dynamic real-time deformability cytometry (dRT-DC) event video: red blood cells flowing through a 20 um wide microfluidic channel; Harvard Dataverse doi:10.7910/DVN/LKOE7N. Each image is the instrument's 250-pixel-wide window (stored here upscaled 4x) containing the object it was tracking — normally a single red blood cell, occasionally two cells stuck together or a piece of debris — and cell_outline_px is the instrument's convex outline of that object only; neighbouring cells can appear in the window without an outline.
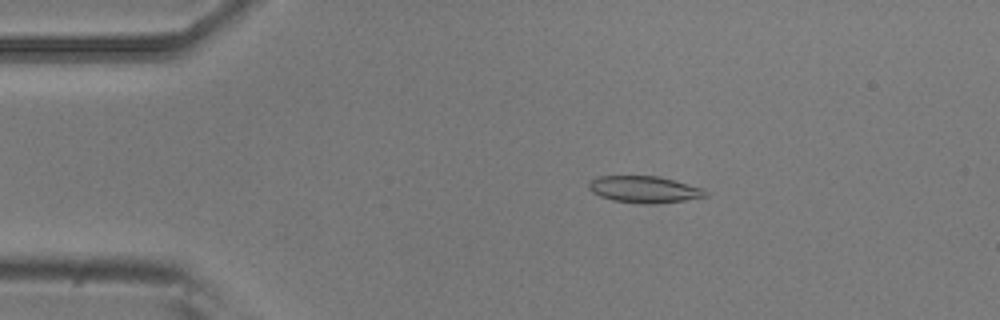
{"species": "common noctule bat (a hibernating species)", "species_latin": "Nyctalus noctula", "temperature_condition": "room temperature", "stored_images_in_passage": 5, "camera_frame_rate_fps": 3000, "um_per_image_px": 0.085, "animal": {"sex": "male", "body_mass_g": 20.5, "forearm_length_mm": 52.5}, "frame": {"image": 1, "passage_image": 3, "time_ms": 0.667, "image_size_px": [1000, 320], "cell_outline_px": [[708, 196], [684, 200], [656, 204], [644, 204], [612, 200], [600, 196], [592, 192], [588, 188], [588, 184], [596, 176], [656, 176], [704, 188], [708, 192]], "centroid_in_image_um": [54.76, 16.1], "position_along_channel_um": 30.2, "area_um2": 18.15}}
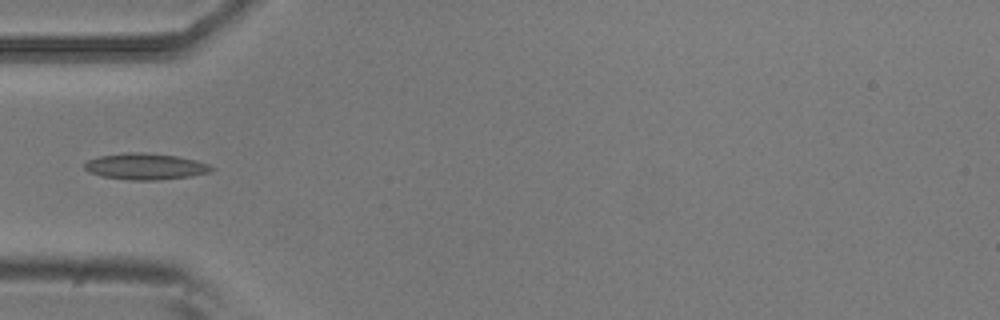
{"frame": {"image": 2, "passage_image": 5, "time_ms": 1.333, "image_size_px": [1000, 320], "cell_outline_px": [[216, 168], [208, 172], [192, 176], [156, 180], [128, 180], [100, 176], [88, 172], [84, 168], [84, 164], [88, 160], [100, 156], [128, 152], [144, 152], [176, 156], [196, 160], [208, 164]], "centroid_in_image_um": [12.34, 14.15], "position_along_channel_um": 72.7, "area_um2": 19.48}}